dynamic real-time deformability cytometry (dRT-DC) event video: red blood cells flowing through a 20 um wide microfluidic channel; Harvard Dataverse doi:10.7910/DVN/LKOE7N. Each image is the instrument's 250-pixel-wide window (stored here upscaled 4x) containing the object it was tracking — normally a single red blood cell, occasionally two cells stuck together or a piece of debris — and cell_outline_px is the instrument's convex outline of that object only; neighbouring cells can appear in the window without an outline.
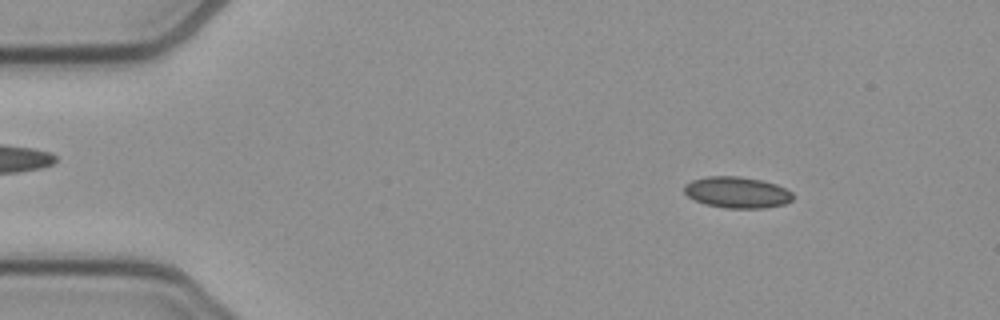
{"species": "common noctule bat (a hibernating species)", "species_latin": "Nyctalus noctula", "temperature_condition": "cold", "stored_images_in_passage": 15, "camera_frame_rate_fps": 3000, "um_per_image_px": 0.085, "animal": {"sex": "female", "body_mass_g": 21.9}, "frame": {"image": 1, "passage_image": 7, "time_ms": 2.0, "image_size_px": [1000, 320], "cell_outline_px": [[792, 200], [784, 204], [764, 208], [724, 208], [704, 204], [692, 200], [684, 192], [684, 184], [692, 180], [708, 176], [740, 176], [760, 180], [776, 184], [792, 192]], "centroid_in_image_um": [62.61, 16.35], "position_along_channel_um": 22.4, "area_um2": 19.88}}